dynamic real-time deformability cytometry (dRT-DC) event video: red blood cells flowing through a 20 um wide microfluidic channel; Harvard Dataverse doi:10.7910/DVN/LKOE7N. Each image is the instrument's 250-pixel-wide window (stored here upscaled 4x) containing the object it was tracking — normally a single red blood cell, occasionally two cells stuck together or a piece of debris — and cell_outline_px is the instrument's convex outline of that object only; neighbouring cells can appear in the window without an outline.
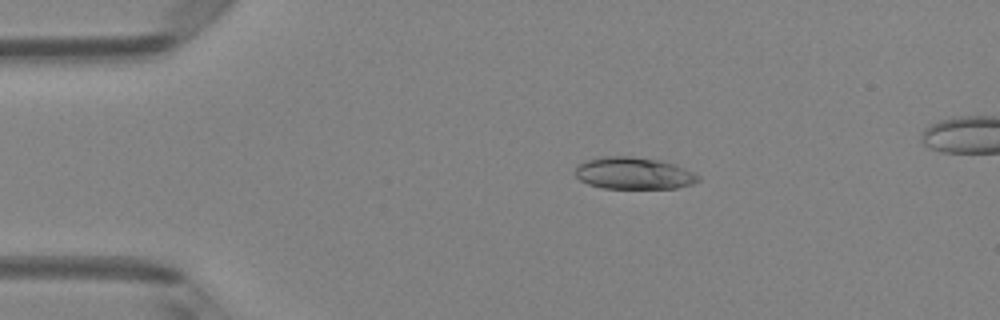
{"species": "Egyptian fruit bat (a non-hibernating species)", "species_latin": "Rousettus aegyptiacus", "temperature_condition": "room temperature", "stored_images_in_passage": 50, "camera_frame_rate_fps": 3000, "um_per_image_px": 0.085, "animal": {"sex": "female"}, "frame": {"image": 1, "passage_image": 10, "time_ms": 3.0, "image_size_px": [1000, 320], "cell_outline_px": [[700, 180], [692, 184], [676, 188], [604, 188], [588, 184], [580, 180], [576, 176], [576, 168], [580, 164], [588, 160], [600, 156], [632, 156], [660, 160], [676, 164], [700, 176]], "centroid_in_image_um": [53.89, 14.72], "position_along_channel_um": 31.1, "area_um2": 22.89}}
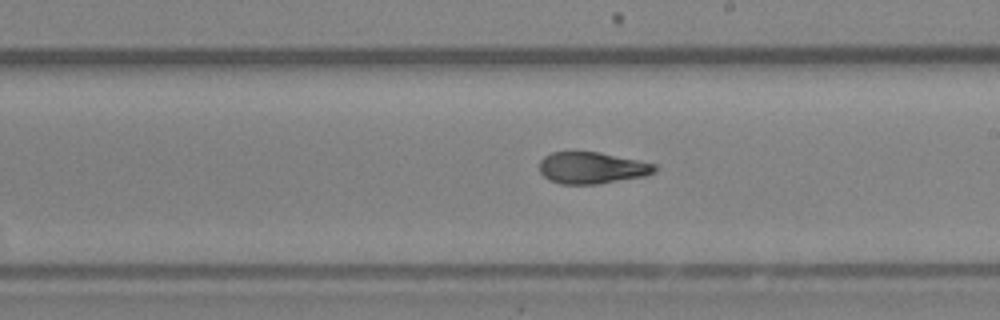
{"frame": {"image": 2, "passage_image": 29, "time_ms": 9.333, "image_size_px": [1000, 320], "cell_outline_px": [[660, 168], [656, 172], [648, 176], [596, 184], [560, 184], [548, 180], [540, 172], [540, 160], [544, 156], [552, 152], [600, 152], [656, 164]], "centroid_in_image_um": [50.36, 14.28], "position_along_channel_um": 238.6, "area_um2": 21.5}}
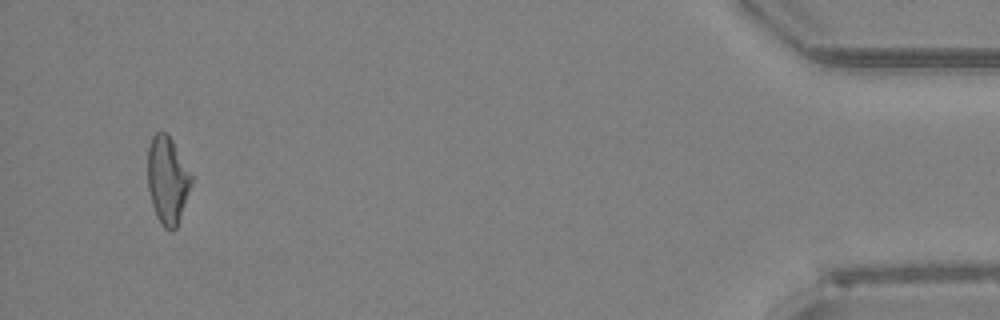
{"frame": {"image": 3, "passage_image": 48, "time_ms": 15.667, "image_size_px": [1000, 320], "cell_outline_px": [[192, 184], [176, 228], [172, 232], [164, 228], [160, 224], [156, 216], [152, 204], [148, 188], [148, 148], [152, 136], [156, 132], [164, 132], [172, 140], [192, 176]], "centroid_in_image_um": [14.22, 15.34], "position_along_channel_um": 421.0, "area_um2": 22.08}, "authors_computed_cell_mechanics": {"area_um2": 22.5998, "velocity_mm_per_s": 4.0879, "shape_relaxation_time_tau1_ms": 7.9602, "shape_relaxation_time_tau2_ms": 1.7432, "deformation_change_tau1": 0.2124, "deformation_change_tau2": 0.0727}}